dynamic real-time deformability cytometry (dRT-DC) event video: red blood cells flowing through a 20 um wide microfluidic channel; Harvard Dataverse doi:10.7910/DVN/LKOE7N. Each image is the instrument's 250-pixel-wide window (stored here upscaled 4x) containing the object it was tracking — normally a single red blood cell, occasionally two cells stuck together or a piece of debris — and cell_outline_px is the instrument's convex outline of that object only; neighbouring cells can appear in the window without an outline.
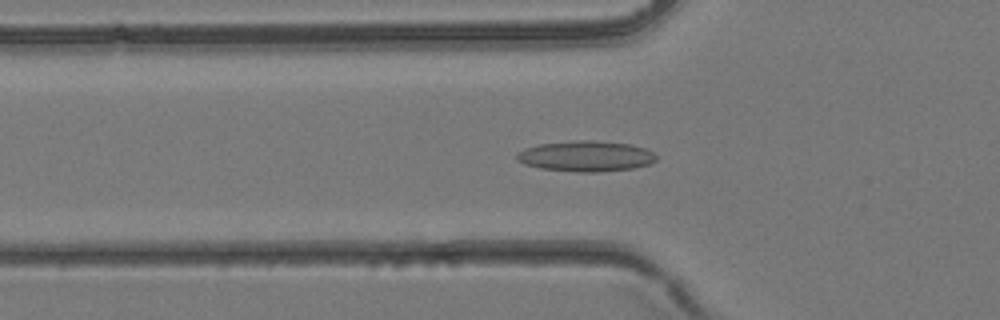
{"species": "common noctule bat (a hibernating species)", "species_latin": "Nyctalus noctula", "temperature_condition": "room temperature", "stored_images_in_passage": 41, "camera_frame_rate_fps": 3000, "um_per_image_px": 0.085, "animal": {"sex": "female", "body_mass_g": 24.6, "forearm_length_mm": 56.2}, "frame": {"image": 1, "passage_image": 16, "time_ms": 5.0, "image_size_px": [1000, 320], "cell_outline_px": [[656, 160], [648, 164], [632, 168], [596, 172], [576, 172], [540, 168], [524, 164], [516, 160], [516, 156], [524, 148], [540, 144], [576, 140], [592, 140], [632, 144], [644, 148], [652, 152], [656, 156]], "centroid_in_image_um": [49.78, 13.27], "position_along_channel_um": 76.0, "area_um2": 24.8}}
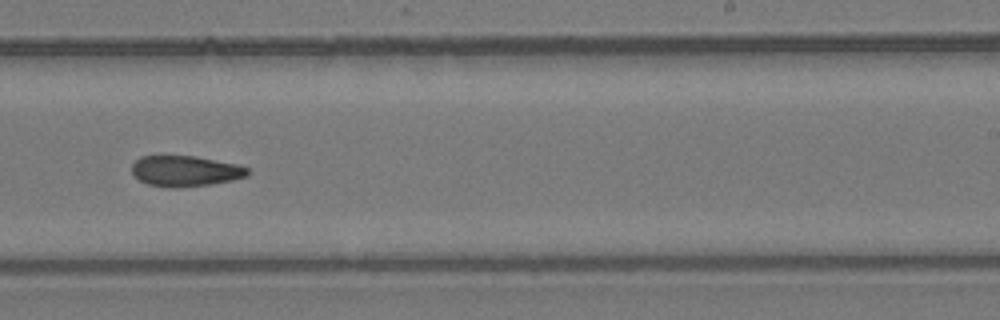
{"frame": {"image": 2, "passage_image": 27, "time_ms": 8.667, "image_size_px": [1000, 320], "cell_outline_px": [[252, 172], [248, 176], [232, 180], [212, 184], [176, 188], [168, 188], [148, 184], [140, 180], [132, 172], [132, 164], [140, 156], [196, 156], [236, 164], [248, 168]], "centroid_in_image_um": [15.78, 14.54], "position_along_channel_um": 273.2, "area_um2": 20.81}}
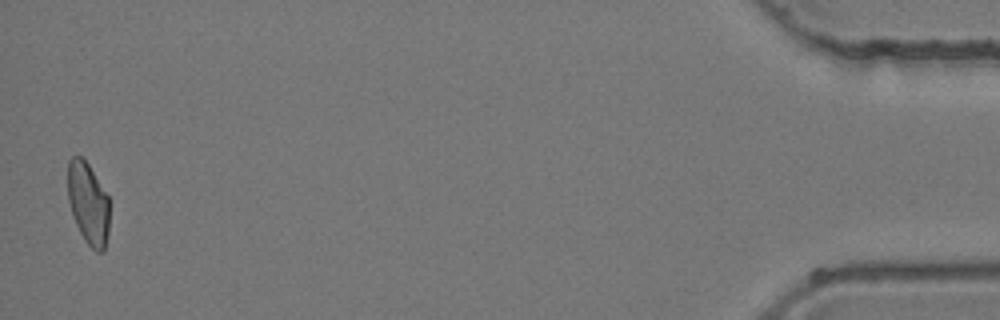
{"frame": {"image": 3, "passage_image": 41, "time_ms": 13.333, "image_size_px": [1000, 320], "cell_outline_px": [[108, 232], [104, 252], [96, 252], [84, 240], [76, 224], [68, 200], [68, 160], [72, 156], [80, 156], [88, 164], [108, 196]], "centroid_in_image_um": [7.49, 17.3], "position_along_channel_um": 427.7, "area_um2": 19.71}}